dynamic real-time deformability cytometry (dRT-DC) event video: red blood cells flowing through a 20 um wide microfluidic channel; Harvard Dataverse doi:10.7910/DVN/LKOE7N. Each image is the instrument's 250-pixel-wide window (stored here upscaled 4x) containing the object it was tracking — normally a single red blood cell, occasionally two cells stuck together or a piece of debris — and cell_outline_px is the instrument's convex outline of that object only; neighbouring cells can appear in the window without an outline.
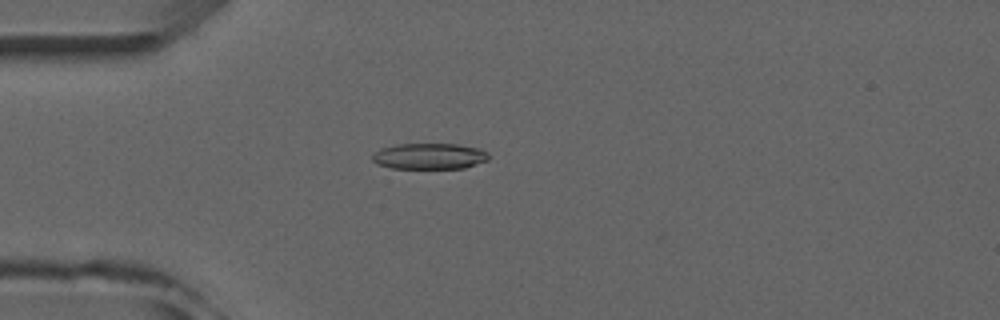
{"species": "common noctule bat (a hibernating species)", "species_latin": "Nyctalus noctula", "temperature_condition": "room temperature", "stored_images_in_passage": 5, "camera_frame_rate_fps": 3000, "um_per_image_px": 0.085, "animal": {"sex": "male", "forearm_length_mm": 52.5}, "frame": {"image": 1, "passage_image": 4, "time_ms": 3.667, "image_size_px": [1000, 320], "cell_outline_px": [[488, 160], [464, 168], [392, 168], [376, 164], [372, 160], [372, 156], [380, 148], [396, 144], [456, 144], [480, 148], [488, 152]], "centroid_in_image_um": [36.49, 13.27], "position_along_channel_um": 48.5, "area_um2": 17.63}}